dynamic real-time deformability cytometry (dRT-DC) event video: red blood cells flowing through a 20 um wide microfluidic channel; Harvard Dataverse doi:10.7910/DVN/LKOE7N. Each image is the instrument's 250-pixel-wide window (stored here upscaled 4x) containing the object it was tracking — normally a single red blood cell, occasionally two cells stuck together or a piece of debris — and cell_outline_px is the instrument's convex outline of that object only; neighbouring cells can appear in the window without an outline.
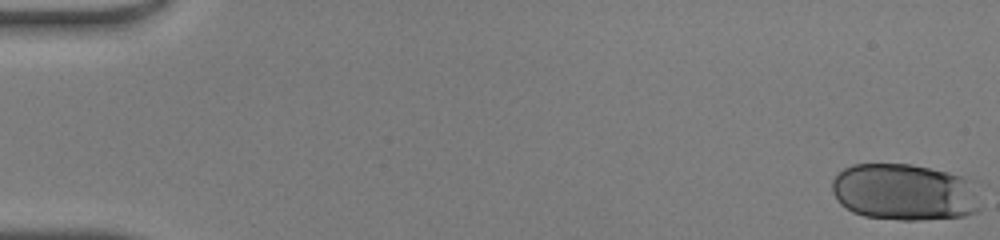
{"species": "human", "species_latin": "Homo sapiens", "temperature_condition": "warm", "stored_images_in_passage": 48, "camera_frame_rate_fps": 3000, "um_per_image_px": 0.085, "donor": {"sex": "male"}, "frame": {"image": 1, "passage_image": 1, "time_ms": 0.0, "image_size_px": [1000, 240], "cell_outline_px": [[980, 208], [976, 212], [964, 216], [916, 220], [900, 220], [864, 216], [852, 212], [840, 204], [832, 192], [832, 180], [844, 168], [852, 164], [912, 164], [948, 172], [960, 176], [968, 180]], "centroid_in_image_um": [76.8, 16.33], "position_along_channel_um": 8.2, "area_um2": 48.73}}
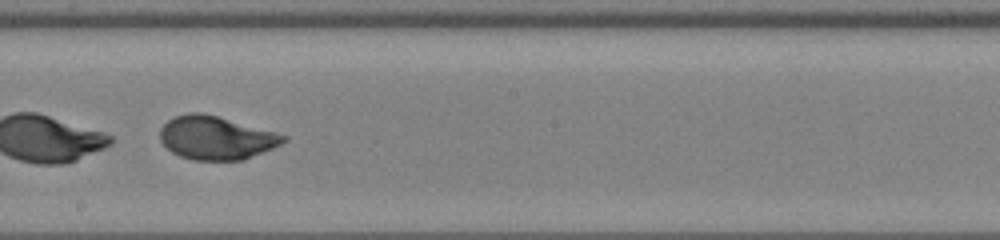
{"frame": {"image": 2, "passage_image": 29, "time_ms": 9.333, "image_size_px": [1000, 240], "cell_outline_px": [[288, 140], [272, 148], [244, 160], [192, 160], [180, 156], [172, 152], [160, 140], [160, 128], [168, 120], [176, 116], [188, 112], [200, 112], [216, 116], [276, 132], [288, 136]], "centroid_in_image_um": [18.37, 11.72], "position_along_channel_um": 229.8, "area_um2": 31.04}}
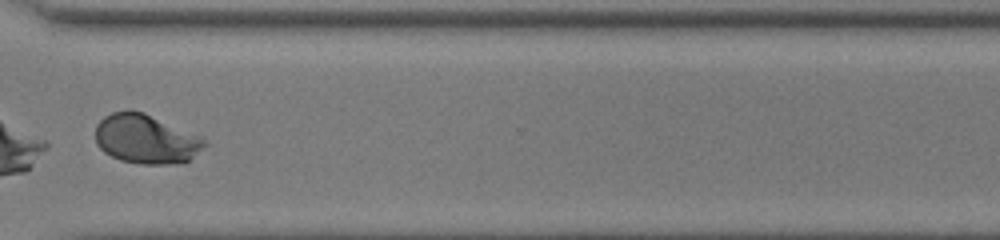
{"frame": {"image": 3, "passage_image": 38, "time_ms": 12.333, "image_size_px": [1000, 240], "cell_outline_px": [[208, 144], [188, 160], [172, 164], [140, 164], [120, 160], [104, 152], [96, 144], [96, 124], [104, 116], [112, 112], [128, 108], [144, 112], [204, 136]], "centroid_in_image_um": [12.42, 11.79], "position_along_channel_um": 358.2, "area_um2": 31.85}, "authors_computed_cell_mechanics": {"area_um2": 48.0896, "velocity_mm_per_s": 4.2602, "shape_relaxation_time_tau1_ms": 1.2269, "shape_relaxation_time_tau2_ms": 0.7461, "deformation_change_tau1": 0.3323, "deformation_change_tau2": 0.0489}}